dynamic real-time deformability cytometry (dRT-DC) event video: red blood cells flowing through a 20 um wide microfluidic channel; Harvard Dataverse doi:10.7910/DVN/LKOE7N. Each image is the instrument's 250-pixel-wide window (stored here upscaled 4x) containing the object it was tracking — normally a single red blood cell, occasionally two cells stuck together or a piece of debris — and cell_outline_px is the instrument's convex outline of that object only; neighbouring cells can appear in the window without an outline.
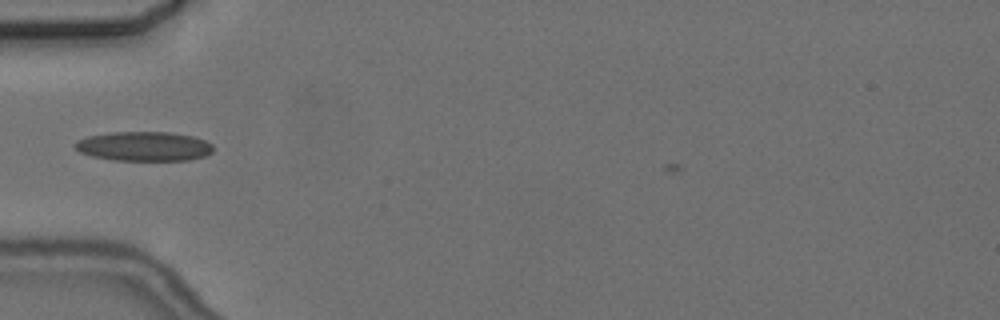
{"species": "common noctule bat (a hibernating species)", "species_latin": "Nyctalus noctula", "temperature_condition": "cold", "stored_images_in_passage": 36, "camera_frame_rate_fps": 3000, "um_per_image_px": 0.085, "animal": {"sex": "female", "body_mass_g": 24.6, "forearm_length_mm": 56.2}, "frame": {"image": 1, "passage_image": 1, "time_ms": 0.0, "image_size_px": [1000, 320], "cell_outline_px": [[212, 152], [204, 156], [188, 160], [112, 160], [92, 156], [80, 152], [72, 144], [76, 140], [88, 136], [112, 132], [168, 132], [192, 136], [204, 140], [212, 144]], "centroid_in_image_um": [12.2, 12.43], "position_along_channel_um": 72.8, "area_um2": 23.64}}
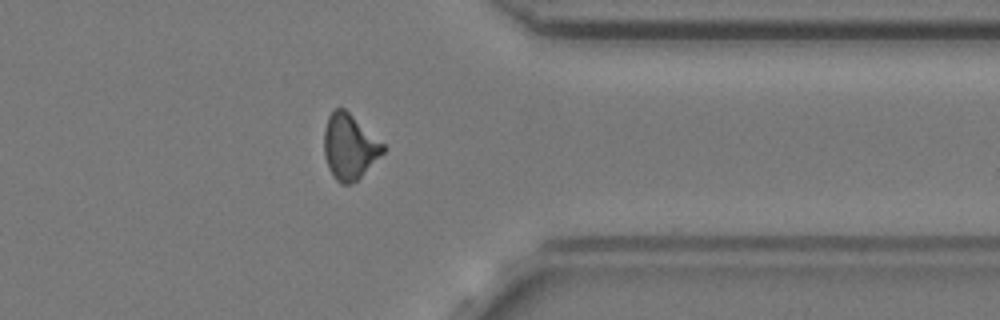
{"frame": {"image": 2, "passage_image": 27, "time_ms": 8.667, "image_size_px": [1000, 320], "cell_outline_px": [[388, 148], [356, 180], [348, 184], [340, 184], [332, 176], [328, 168], [324, 156], [324, 128], [328, 116], [336, 108], [344, 108], [384, 144]], "centroid_in_image_um": [29.68, 12.47], "position_along_channel_um": 381.7, "area_um2": 22.25}}
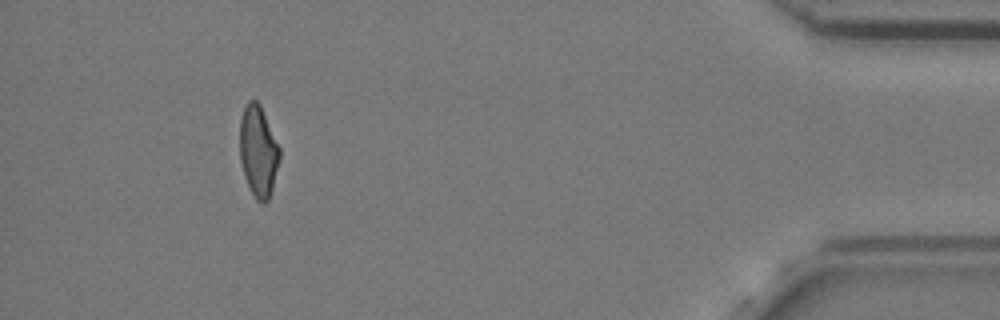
{"frame": {"image": 3, "passage_image": 34, "time_ms": 11.0, "image_size_px": [1000, 320], "cell_outline_px": [[280, 160], [272, 188], [268, 200], [264, 204], [260, 204], [256, 200], [244, 176], [240, 160], [240, 116], [248, 100], [256, 100], [260, 104], [280, 148]], "centroid_in_image_um": [21.95, 12.86], "position_along_channel_um": 413.2, "area_um2": 21.21}, "authors_computed_cell_mechanics": {"area_um2": 21.7328, "velocity_mm_per_s": 3.6587, "shape_relaxation_time_tau1_ms": 8.4759, "shape_relaxation_time_tau2_ms": 3.9833, "deformation_change_tau1": 0.1753, "deformation_change_tau2": 0.1126}}